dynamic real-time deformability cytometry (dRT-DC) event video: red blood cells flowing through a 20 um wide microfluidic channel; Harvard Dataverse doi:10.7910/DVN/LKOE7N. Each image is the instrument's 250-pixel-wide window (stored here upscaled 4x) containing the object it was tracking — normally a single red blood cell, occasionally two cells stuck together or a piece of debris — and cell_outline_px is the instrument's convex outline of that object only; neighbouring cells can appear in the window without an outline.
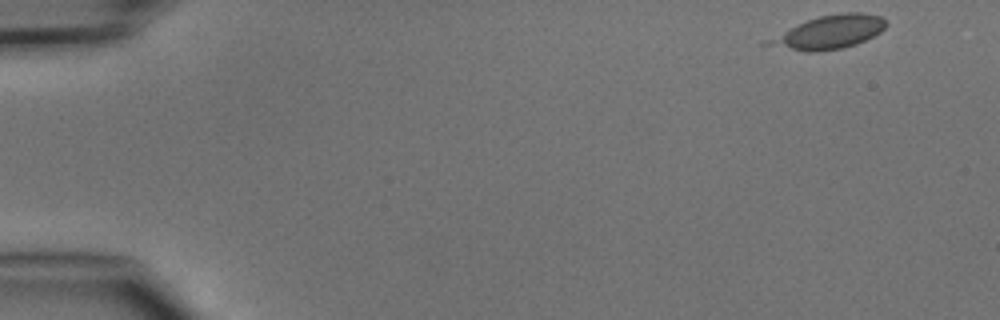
{"species": "common noctule bat (a hibernating species)", "species_latin": "Nyctalus noctula", "temperature_condition": "cold", "stored_images_in_passage": 4, "camera_frame_rate_fps": 3000, "um_per_image_px": 0.085, "animal": {"sex": "male", "body_mass_g": 15.6}, "frame": {"image": 1, "passage_image": 1, "time_ms": 0.0, "image_size_px": [1000, 320], "cell_outline_px": [[884, 28], [880, 32], [856, 44], [844, 48], [816, 52], [808, 52], [760, 44], [764, 40], [808, 20], [820, 16], [844, 12], [860, 12], [880, 16], [884, 20]], "centroid_in_image_um": [70.43, 2.75], "position_along_channel_um": 14.6, "area_um2": 22.54}}
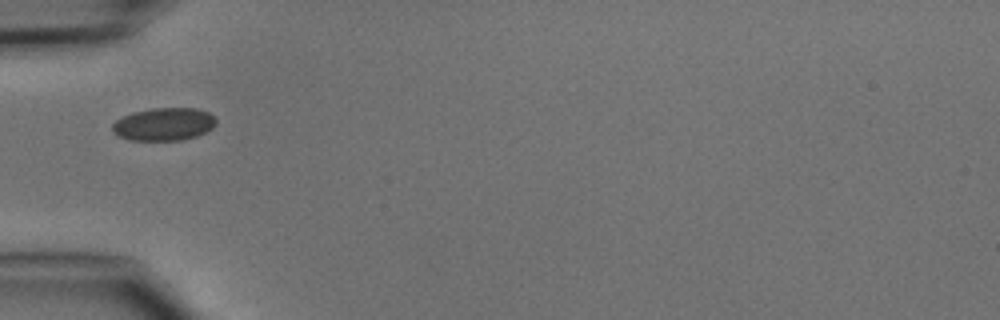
{"frame": {"image": 2, "passage_image": 4, "time_ms": 4.333, "image_size_px": [1000, 320], "cell_outline_px": [[216, 124], [212, 128], [196, 136], [180, 140], [128, 140], [112, 132], [112, 124], [116, 120], [132, 112], [152, 108], [196, 108], [208, 112], [216, 120]], "centroid_in_image_um": [13.91, 10.55], "position_along_channel_um": 71.1, "area_um2": 19.77}}